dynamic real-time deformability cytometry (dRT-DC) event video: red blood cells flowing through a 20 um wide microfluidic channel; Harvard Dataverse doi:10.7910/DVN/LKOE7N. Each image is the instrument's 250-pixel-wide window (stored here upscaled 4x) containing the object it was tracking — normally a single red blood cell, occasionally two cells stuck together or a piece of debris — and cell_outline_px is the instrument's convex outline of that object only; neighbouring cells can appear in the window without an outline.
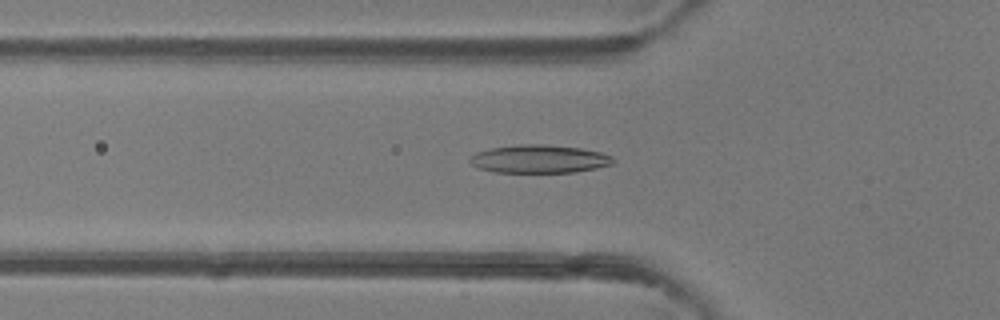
{"species": "common noctule bat (a hibernating species)", "species_latin": "Nyctalus noctula", "temperature_condition": "room temperature", "stored_images_in_passage": 49, "camera_frame_rate_fps": 3000, "um_per_image_px": 0.085, "animal": {"sex": "female"}, "frame": {"image": 1, "passage_image": 17, "time_ms": 5.333, "image_size_px": [1000, 320], "cell_outline_px": [[616, 160], [612, 164], [596, 168], [576, 172], [492, 172], [476, 168], [468, 160], [476, 152], [492, 148], [520, 144], [544, 144], [580, 148], [600, 152], [612, 156]], "centroid_in_image_um": [45.83, 13.51], "position_along_channel_um": 80.0, "area_um2": 23.52}}
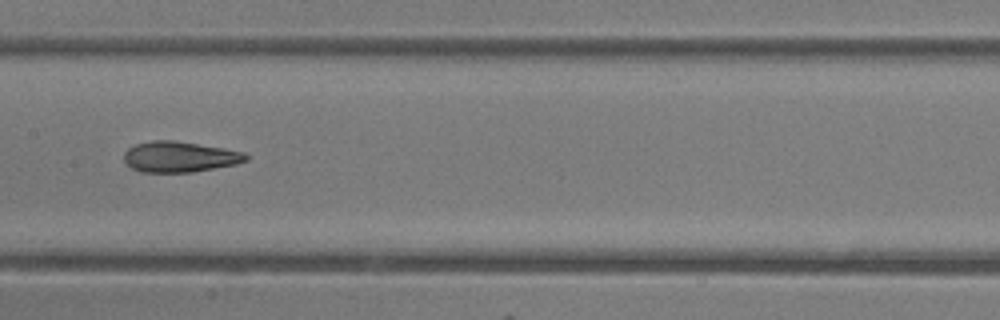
{"frame": {"image": 2, "passage_image": 25, "time_ms": 8.0, "image_size_px": [1000, 320], "cell_outline_px": [[248, 160], [236, 164], [192, 172], [140, 172], [132, 168], [124, 160], [124, 152], [128, 148], [136, 144], [152, 140], [176, 140], [224, 148], [244, 152], [248, 156]], "centroid_in_image_um": [15.27, 13.32], "position_along_channel_um": 192.1, "area_um2": 21.85}}
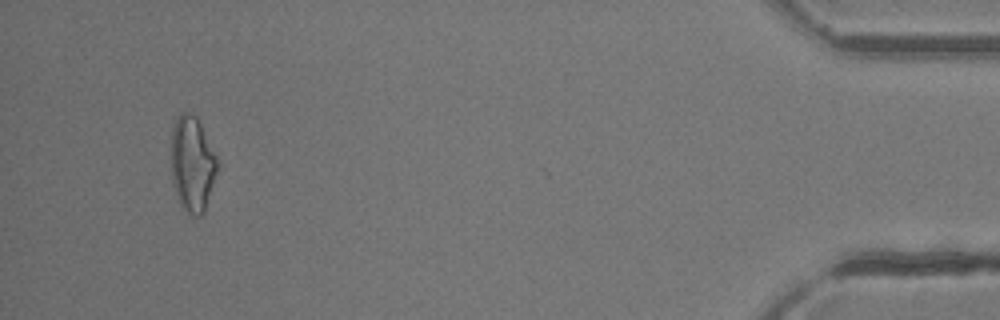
{"frame": {"image": 3, "passage_image": 47, "time_ms": 15.333, "image_size_px": [1000, 320], "cell_outline_px": [[220, 164], [204, 212], [200, 216], [192, 216], [180, 204], [176, 196], [172, 184], [172, 128], [180, 112], [188, 112], [196, 116], [220, 160]], "centroid_in_image_um": [16.37, 13.94], "position_along_channel_um": 418.8, "area_um2": 25.95}, "authors_computed_cell_mechanics": {"area_um2": 22.4842, "velocity_mm_per_s": 4.1543, "shape_relaxation_time_tau1_ms": 7.33, "shape_relaxation_time_tau2_ms": 2.5228, "deformation_change_tau1": 0.1977, "deformation_change_tau2": 0.1025}}